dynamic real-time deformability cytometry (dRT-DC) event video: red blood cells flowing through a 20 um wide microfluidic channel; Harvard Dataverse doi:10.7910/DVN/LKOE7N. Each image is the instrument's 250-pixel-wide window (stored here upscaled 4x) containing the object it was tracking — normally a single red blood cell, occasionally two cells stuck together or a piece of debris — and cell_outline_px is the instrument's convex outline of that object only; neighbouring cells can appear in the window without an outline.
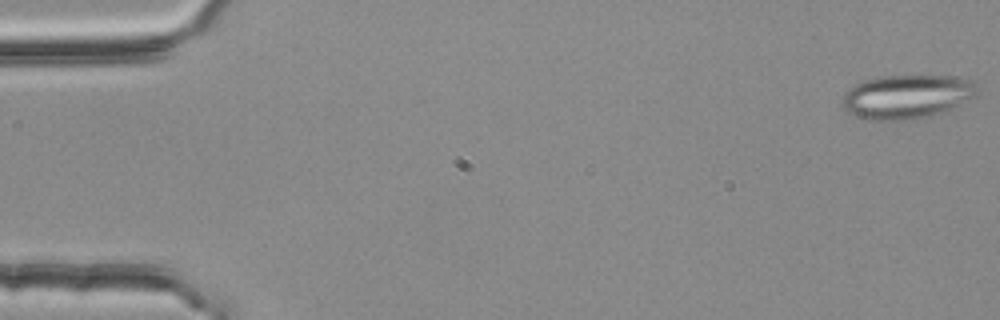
{"species": "common noctule bat (a hibernating species)", "species_latin": "Nyctalus noctula", "temperature_condition": "room temperature", "stored_images_in_passage": 55, "segment_of_instrument_passage": [1, 2], "camera_frame_rate_fps": 3000, "um_per_image_px": 0.085, "animal": {"sex": "female", "body_mass_g": 25.1}, "frame": {"image": 1, "passage_image": 1, "time_ms": 0.0, "image_size_px": [1000, 320], "cell_outline_px": [[980, 96], [944, 112], [932, 116], [904, 120], [868, 120], [848, 112], [844, 108], [844, 92], [848, 88], [860, 80], [880, 76], [960, 76], [972, 80], [976, 84], [980, 92]], "centroid_in_image_um": [77.16, 8.2], "position_along_channel_um": 7.8, "area_um2": 35.2}}
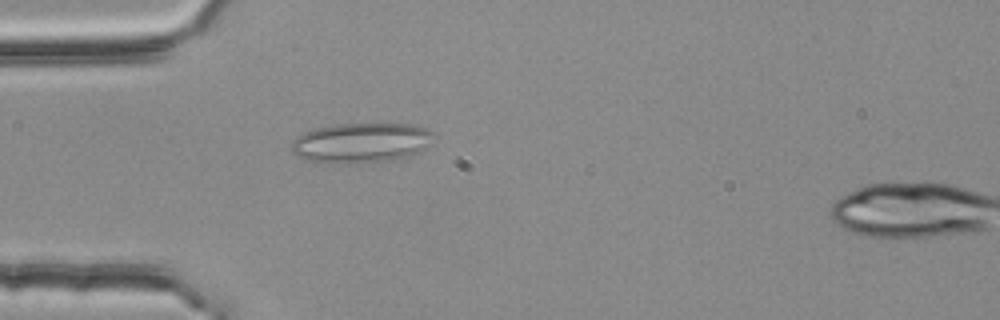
{"frame": {"image": 2, "passage_image": 16, "time_ms": 5.0, "image_size_px": [1000, 320], "cell_outline_px": [[436, 136], [428, 148], [420, 152], [408, 156], [392, 160], [356, 164], [332, 164], [308, 160], [296, 156], [292, 152], [292, 144], [304, 132], [316, 128], [336, 124], [412, 124], [428, 128]], "centroid_in_image_um": [30.77, 12.15], "position_along_channel_um": 54.2, "area_um2": 33.58}}